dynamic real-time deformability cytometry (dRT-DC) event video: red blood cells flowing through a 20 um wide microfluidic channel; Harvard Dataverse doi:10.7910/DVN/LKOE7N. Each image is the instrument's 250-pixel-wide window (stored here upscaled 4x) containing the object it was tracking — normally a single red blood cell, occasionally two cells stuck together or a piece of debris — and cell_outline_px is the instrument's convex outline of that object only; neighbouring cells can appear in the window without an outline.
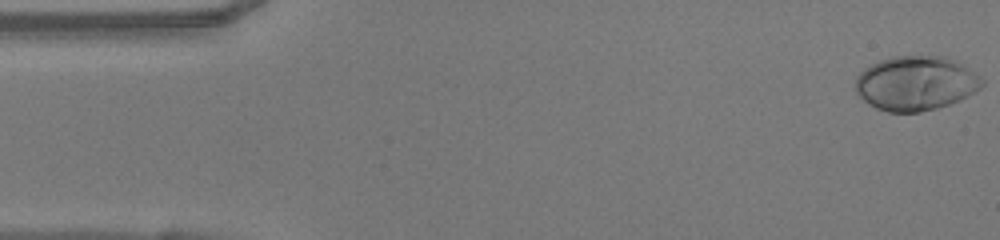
{"species": "human", "species_latin": "Homo sapiens", "temperature_condition": "warm", "stored_images_in_passage": 49, "camera_frame_rate_fps": 3000, "um_per_image_px": 0.085, "donor": {"sex": "female"}, "frame": {"image": 1, "passage_image": 1, "time_ms": 0.0, "image_size_px": [1000, 240], "cell_outline_px": [[984, 84], [976, 92], [960, 100], [936, 108], [920, 112], [888, 112], [876, 108], [868, 104], [856, 92], [856, 76], [864, 68], [880, 60], [892, 56], [944, 56], [956, 60], [964, 64], [980, 76], [984, 80]], "centroid_in_image_um": [77.86, 7.07], "position_along_channel_um": 7.1, "area_um2": 40.4}}
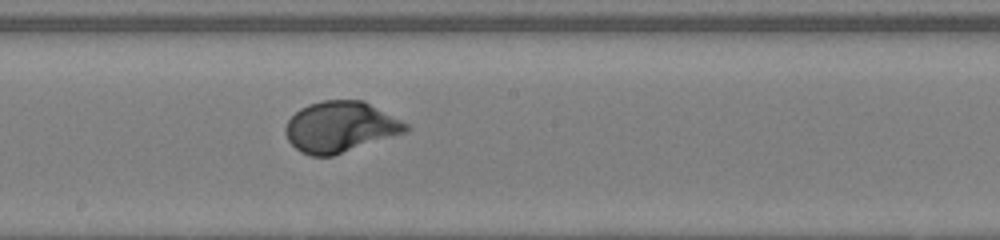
{"frame": {"image": 2, "passage_image": 26, "time_ms": 8.333, "image_size_px": [1000, 240], "cell_outline_px": [[412, 128], [408, 132], [332, 156], [308, 156], [300, 152], [288, 140], [284, 132], [284, 128], [288, 120], [300, 108], [308, 104], [324, 100], [364, 100], [408, 124]], "centroid_in_image_um": [28.93, 10.79], "position_along_channel_um": 219.3, "area_um2": 35.84}}
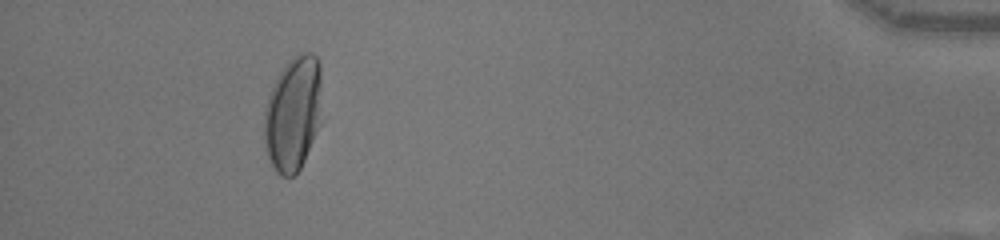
{"frame": {"image": 3, "passage_image": 45, "time_ms": 14.667, "image_size_px": [1000, 240], "cell_outline_px": [[320, 124], [304, 160], [300, 168], [292, 176], [280, 176], [276, 172], [268, 160], [264, 144], [264, 112], [268, 96], [280, 72], [288, 60], [300, 52], [312, 52], [316, 56], [320, 64]], "centroid_in_image_um": [24.89, 9.66], "position_along_channel_um": 410.3, "area_um2": 38.61}, "authors_computed_cell_mechanics": {"area_um2": 35.6048, "velocity_mm_per_s": 4.0781, "shape_relaxation_time_tau1_ms": 2.8277, "shape_relaxation_time_tau2_ms": null, "deformation_change_tau1": 0.2089, "deformation_change_tau2": null}}